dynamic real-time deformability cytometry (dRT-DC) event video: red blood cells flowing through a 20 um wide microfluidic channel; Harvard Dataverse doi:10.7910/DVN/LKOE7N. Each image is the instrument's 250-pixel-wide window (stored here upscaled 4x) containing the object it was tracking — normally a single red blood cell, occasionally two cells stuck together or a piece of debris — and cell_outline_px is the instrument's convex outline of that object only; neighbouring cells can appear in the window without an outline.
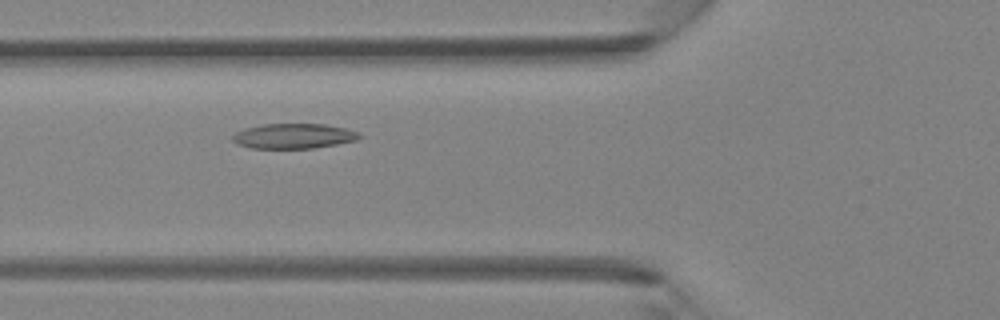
{"species": "Egyptian fruit bat (a non-hibernating species)", "species_latin": "Rousettus aegyptiacus", "temperature_condition": "room temperature", "stored_images_in_passage": 32, "camera_frame_rate_fps": 3000, "um_per_image_px": 0.085, "animal": {"sex": "female"}, "frame": {"image": 1, "passage_image": 9, "time_ms": 2.667, "image_size_px": [1000, 320], "cell_outline_px": [[364, 136], [356, 140], [336, 144], [312, 148], [252, 148], [236, 144], [232, 140], [232, 136], [236, 132], [244, 128], [260, 124], [324, 124], [344, 128], [360, 132]], "centroid_in_image_um": [24.95, 11.56], "position_along_channel_um": 100.8, "area_um2": 18.55}}
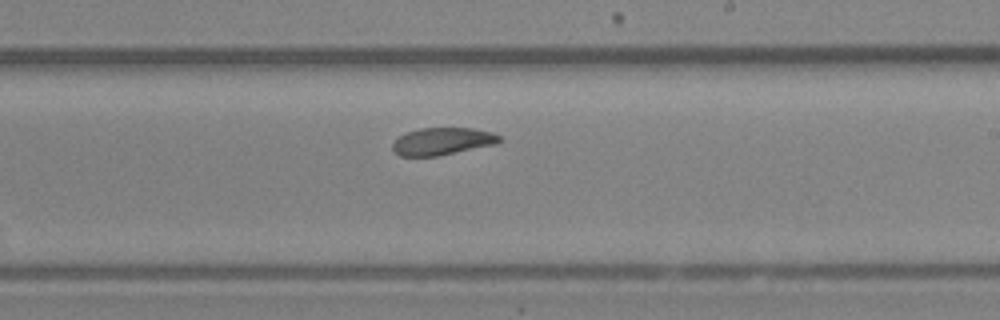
{"frame": {"image": 2, "passage_image": 19, "time_ms": 6.0, "image_size_px": [1000, 320], "cell_outline_px": [[504, 140], [496, 144], [436, 156], [400, 156], [392, 148], [392, 144], [400, 136], [408, 132], [420, 128], [472, 128], [492, 132], [500, 136]], "centroid_in_image_um": [37.64, 12.01], "position_along_channel_um": 251.4, "area_um2": 16.88}}
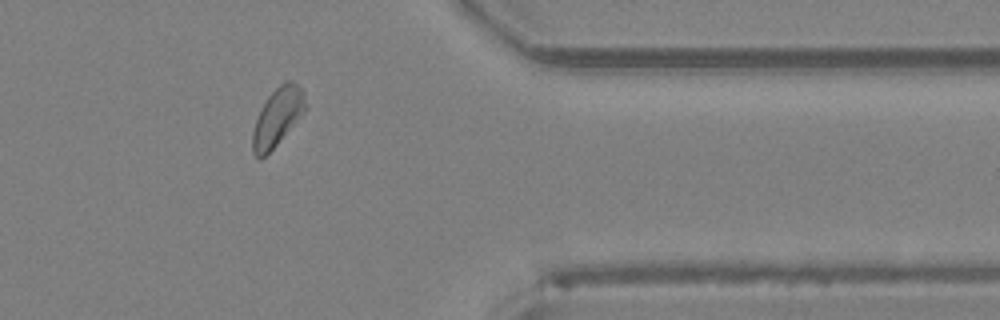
{"frame": {"image": 3, "passage_image": 29, "time_ms": 9.333, "image_size_px": [1000, 320], "cell_outline_px": [[308, 108], [276, 144], [260, 160], [252, 152], [252, 132], [256, 120], [268, 96], [280, 84], [288, 80], [292, 80], [304, 92], [308, 104]], "centroid_in_image_um": [23.61, 9.93], "position_along_channel_um": 387.8, "area_um2": 17.57}}